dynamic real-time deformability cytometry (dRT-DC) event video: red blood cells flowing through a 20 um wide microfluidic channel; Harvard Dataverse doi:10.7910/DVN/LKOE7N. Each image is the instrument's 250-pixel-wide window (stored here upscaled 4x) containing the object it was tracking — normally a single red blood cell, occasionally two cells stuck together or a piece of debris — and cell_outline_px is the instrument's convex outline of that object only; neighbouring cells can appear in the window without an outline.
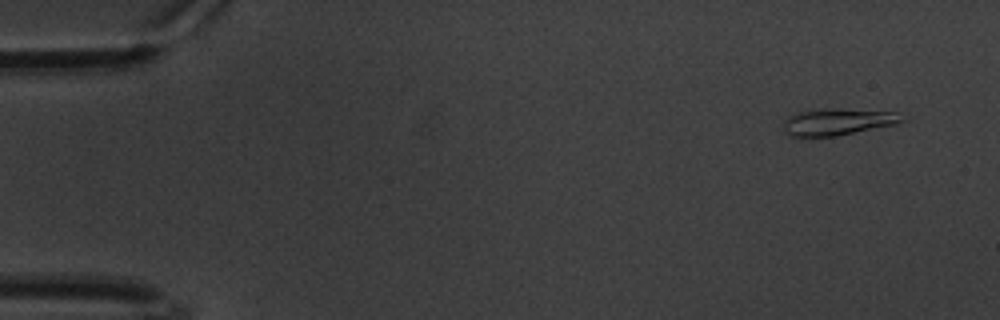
{"species": "common noctule bat (a hibernating species)", "species_latin": "Nyctalus noctula", "temperature_condition": "warm", "stored_images_in_passage": 60, "camera_frame_rate_fps": 3000, "um_per_image_px": 0.085, "animal": {"sex": "male", "body_mass_g": 20.1, "forearm_length_mm": 53.5}, "frame": {"image": 1, "passage_image": 3, "time_ms": 0.667, "image_size_px": [1000, 320], "cell_outline_px": [[904, 120], [896, 124], [836, 136], [792, 136], [784, 132], [784, 120], [788, 116], [800, 112], [820, 108], [840, 108], [896, 112]], "centroid_in_image_um": [71.18, 10.34], "position_along_channel_um": 13.8, "area_um2": 18.38}}
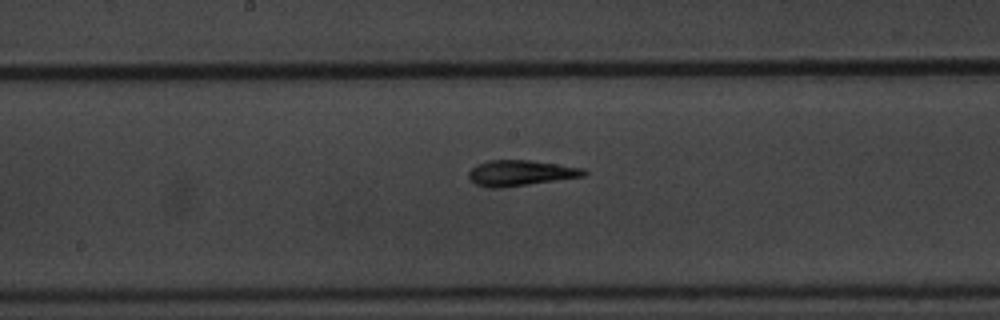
{"frame": {"image": 2, "passage_image": 31, "time_ms": 10.0, "image_size_px": [1000, 320], "cell_outline_px": [[588, 172], [584, 176], [504, 188], [488, 188], [476, 184], [468, 176], [468, 172], [476, 164], [488, 160], [528, 160], [584, 168]], "centroid_in_image_um": [44.22, 14.71], "position_along_channel_um": 204.0, "area_um2": 17.22}}
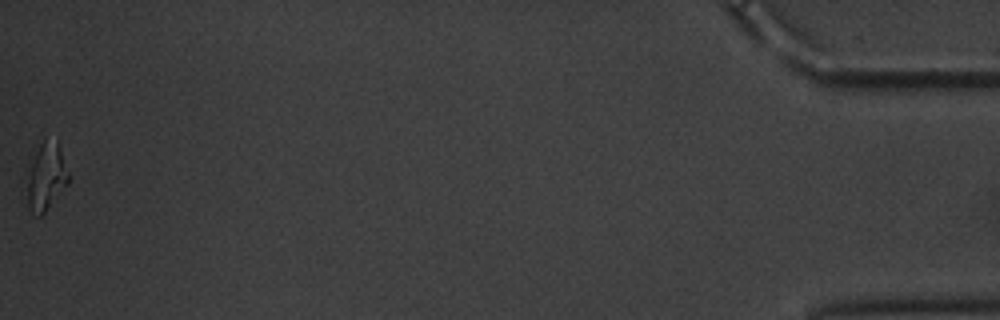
{"frame": {"image": 3, "passage_image": 60, "time_ms": 19.667, "image_size_px": [1000, 320], "cell_outline_px": [[68, 184], [44, 212], [40, 216], [36, 216], [28, 208], [28, 176], [36, 152], [44, 136], [56, 144], [60, 152], [68, 172]], "centroid_in_image_um": [3.92, 15.06], "position_along_channel_um": 431.3, "area_um2": 15.43}, "authors_computed_cell_mechanics": {"area_um2": 16.6175, "velocity_mm_per_s": 3.3337, "shape_relaxation_time_tau1_ms": 7.5769, "shape_relaxation_time_tau2_ms": 3.0431, "deformation_change_tau1": 0.2359, "deformation_change_tau2": 0.1194}}